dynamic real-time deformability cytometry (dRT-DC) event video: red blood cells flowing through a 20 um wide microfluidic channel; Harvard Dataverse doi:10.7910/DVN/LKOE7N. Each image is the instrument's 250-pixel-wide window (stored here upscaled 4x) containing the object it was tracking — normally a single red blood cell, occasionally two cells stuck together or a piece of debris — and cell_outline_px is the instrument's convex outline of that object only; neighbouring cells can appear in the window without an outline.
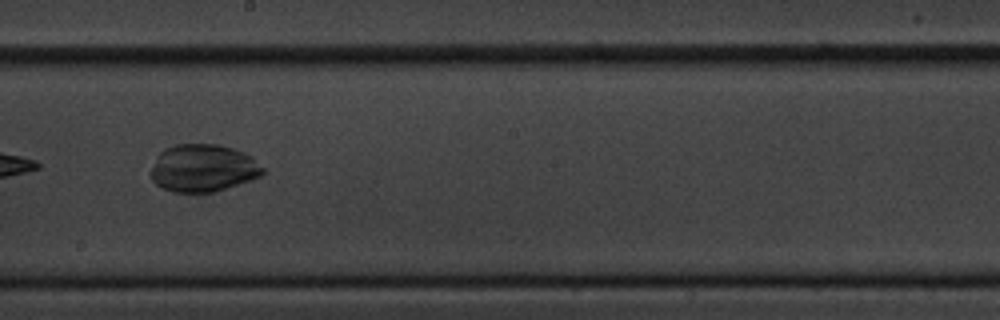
{"species": "common noctule bat (a hibernating species)", "species_latin": "Nyctalus noctula", "temperature_condition": "cold", "stored_images_in_passage": 5, "camera_frame_rate_fps": 3000, "um_per_image_px": 0.085, "animal": {"sex": "male", "body_mass_g": 20.1, "forearm_length_mm": 53.5}, "frame": {"image": 1, "passage_image": 5, "time_ms": 4.667, "image_size_px": [1000, 320], "cell_outline_px": [[264, 172], [260, 176], [216, 192], [172, 192], [156, 184], [152, 180], [152, 168], [156, 156], [164, 148], [176, 144], [220, 144], [244, 152], [252, 156], [264, 168]], "centroid_in_image_um": [17.27, 14.28], "position_along_channel_um": 230.9, "area_um2": 31.04}}